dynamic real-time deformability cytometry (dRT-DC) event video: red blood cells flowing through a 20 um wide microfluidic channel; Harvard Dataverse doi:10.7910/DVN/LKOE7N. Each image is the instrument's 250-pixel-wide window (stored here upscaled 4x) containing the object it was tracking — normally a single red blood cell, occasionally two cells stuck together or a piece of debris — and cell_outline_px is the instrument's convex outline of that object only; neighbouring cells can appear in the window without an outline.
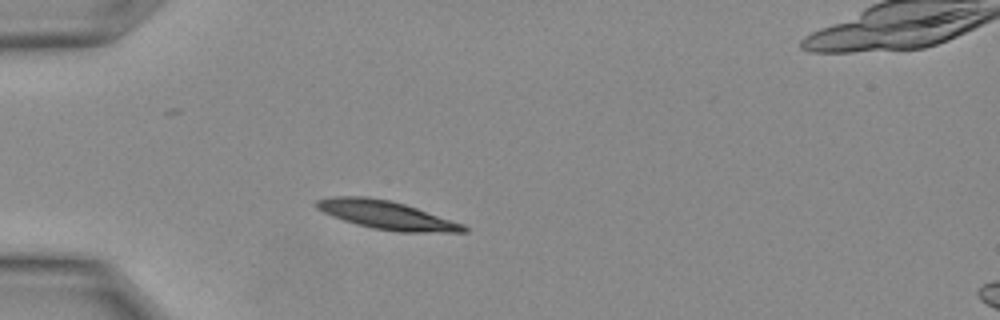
{"species": "Egyptian fruit bat (a non-hibernating species)", "species_latin": "Rousettus aegyptiacus", "temperature_condition": "warm", "stored_images_in_passage": 11, "camera_frame_rate_fps": 3000, "um_per_image_px": 0.085, "animal": {"sex": "female"}, "frame": {"image": 1, "passage_image": 5, "time_ms": 1.333, "image_size_px": [1000, 320], "cell_outline_px": [[468, 232], [400, 232], [376, 228], [344, 220], [332, 216], [316, 208], [316, 200], [332, 196], [368, 196], [392, 200], [464, 224], [468, 228]], "centroid_in_image_um": [32.87, 18.26], "position_along_channel_um": 52.1, "area_um2": 24.04}}
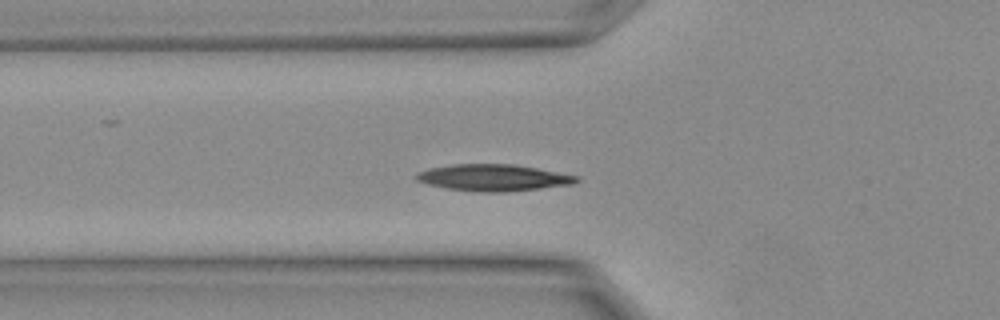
{"frame": {"image": 2, "passage_image": 7, "time_ms": 2.0, "image_size_px": [1000, 320], "cell_outline_px": [[580, 180], [572, 184], [540, 188], [500, 192], [484, 192], [448, 188], [428, 184], [416, 180], [412, 176], [416, 172], [428, 168], [452, 164], [516, 164], [580, 176]], "centroid_in_image_um": [41.91, 15.08], "position_along_channel_um": 83.9, "area_um2": 24.85}}